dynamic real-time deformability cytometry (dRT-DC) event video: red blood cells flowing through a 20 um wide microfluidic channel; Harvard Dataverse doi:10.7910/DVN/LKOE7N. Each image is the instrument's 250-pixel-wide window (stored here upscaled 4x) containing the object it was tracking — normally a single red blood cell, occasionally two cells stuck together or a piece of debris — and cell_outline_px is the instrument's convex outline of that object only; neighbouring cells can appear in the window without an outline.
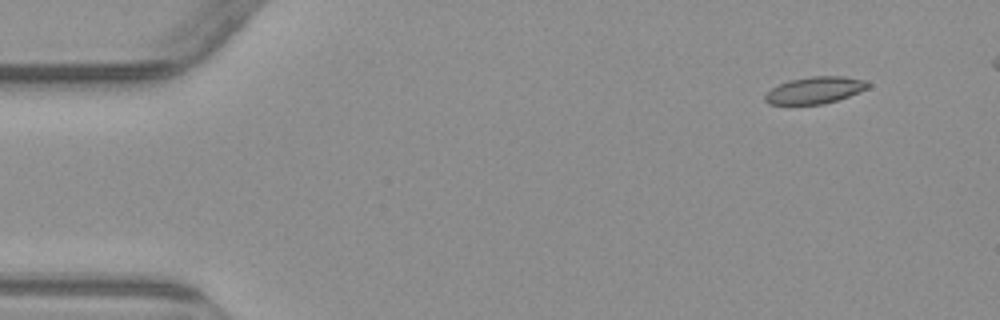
{"species": "common noctule bat (a hibernating species)", "species_latin": "Nyctalus noctula", "temperature_condition": "warm", "stored_images_in_passage": 5, "camera_frame_rate_fps": 3000, "um_per_image_px": 0.085, "animal": {"sex": "male", "body_mass_g": 23.1, "forearm_length_mm": 52.7}, "frame": {"image": 1, "passage_image": 1, "time_ms": 0.0, "image_size_px": [1000, 320], "cell_outline_px": [[872, 84], [868, 88], [848, 96], [824, 104], [768, 104], [764, 100], [764, 92], [788, 80], [812, 76], [844, 76], [864, 80]], "centroid_in_image_um": [69.24, 7.66], "position_along_channel_um": 15.8, "area_um2": 16.13}}
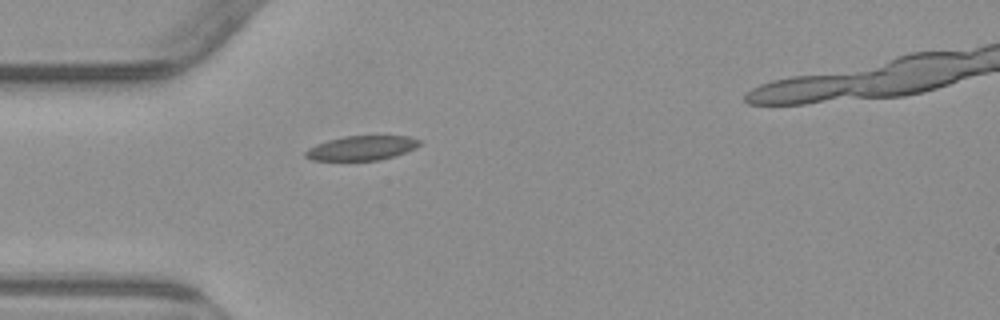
{"frame": {"image": 2, "passage_image": 4, "time_ms": 3.667, "image_size_px": [1000, 320], "cell_outline_px": [[420, 144], [416, 148], [396, 156], [380, 160], [312, 160], [304, 156], [304, 152], [308, 148], [316, 144], [328, 140], [344, 136], [408, 136], [420, 140]], "centroid_in_image_um": [30.74, 12.58], "position_along_channel_um": 54.3, "area_um2": 16.3}}